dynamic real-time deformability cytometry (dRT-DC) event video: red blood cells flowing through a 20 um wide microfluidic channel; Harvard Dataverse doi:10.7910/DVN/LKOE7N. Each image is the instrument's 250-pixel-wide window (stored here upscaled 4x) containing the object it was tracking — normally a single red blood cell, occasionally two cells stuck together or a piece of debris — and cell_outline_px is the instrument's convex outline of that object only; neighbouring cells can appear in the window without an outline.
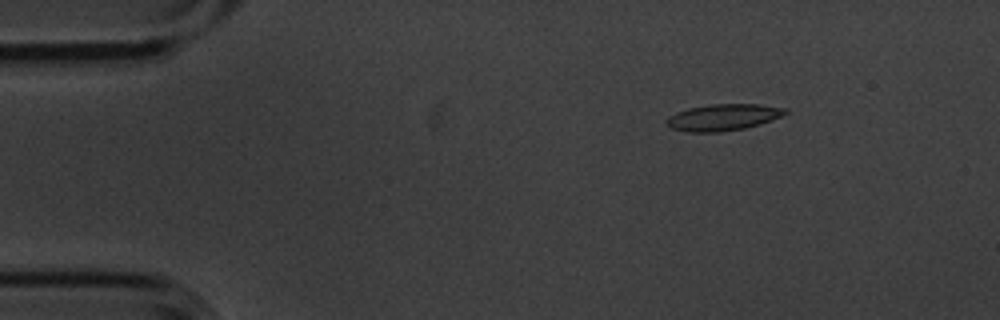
{"species": "common noctule bat (a hibernating species)", "species_latin": "Nyctalus noctula", "temperature_condition": "cold", "stored_images_in_passage": 4, "camera_frame_rate_fps": 3000, "um_per_image_px": 0.085, "animal": {"sex": "male", "body_mass_g": 20.1, "forearm_length_mm": 53.5}, "frame": {"image": 1, "passage_image": 2, "time_ms": 0.333, "image_size_px": [1000, 320], "cell_outline_px": [[788, 112], [772, 120], [760, 124], [744, 128], [720, 132], [688, 132], [672, 128], [664, 124], [664, 120], [668, 116], [676, 112], [688, 108], [708, 104], [760, 104], [788, 108]], "centroid_in_image_um": [61.43, 9.96], "position_along_channel_um": 23.6, "area_um2": 18.55}}